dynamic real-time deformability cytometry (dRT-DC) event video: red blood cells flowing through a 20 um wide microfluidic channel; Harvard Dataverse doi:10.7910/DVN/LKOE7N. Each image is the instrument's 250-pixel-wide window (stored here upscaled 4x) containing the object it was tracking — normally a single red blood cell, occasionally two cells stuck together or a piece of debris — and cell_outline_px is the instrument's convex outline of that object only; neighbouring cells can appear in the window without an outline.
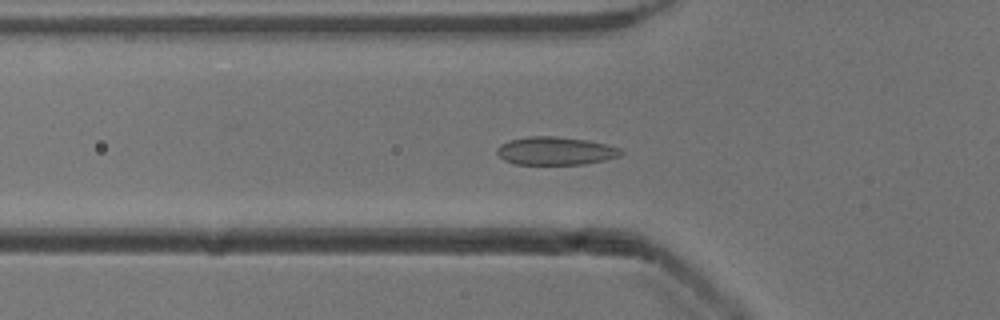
{"species": "common noctule bat (a hibernating species)", "species_latin": "Nyctalus noctula", "temperature_condition": "cold", "stored_images_in_passage": 53, "camera_frame_rate_fps": 3000, "um_per_image_px": 0.085, "animal": {"sex": "male", "body_mass_g": 13.3}, "frame": {"image": 1, "passage_image": 18, "time_ms": 5.667, "image_size_px": [1000, 320], "cell_outline_px": [[624, 152], [620, 156], [604, 160], [584, 164], [516, 164], [504, 160], [496, 152], [496, 148], [500, 144], [512, 140], [528, 136], [556, 136], [588, 140], [608, 144], [620, 148]], "centroid_in_image_um": [47.24, 12.82], "position_along_channel_um": 78.6, "area_um2": 20.35}}
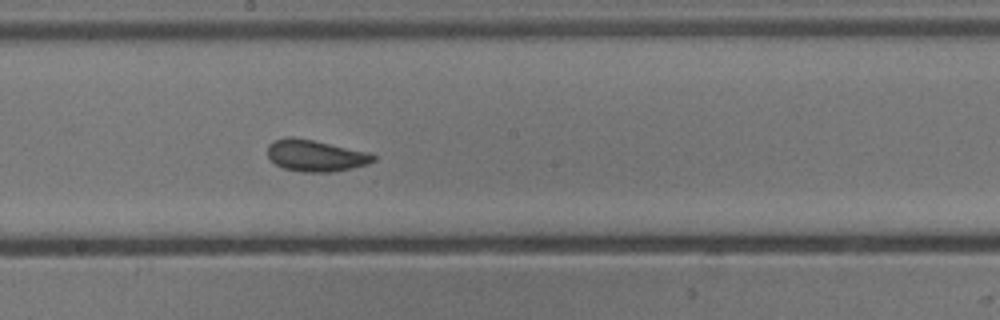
{"frame": {"image": 2, "passage_image": 29, "time_ms": 9.333, "image_size_px": [1000, 320], "cell_outline_px": [[376, 160], [368, 164], [352, 168], [332, 172], [304, 172], [284, 168], [276, 164], [268, 156], [268, 144], [276, 140], [288, 136], [292, 136], [312, 140], [368, 152], [376, 156]], "centroid_in_image_um": [26.83, 13.23], "position_along_channel_um": 221.4, "area_um2": 19.31}}
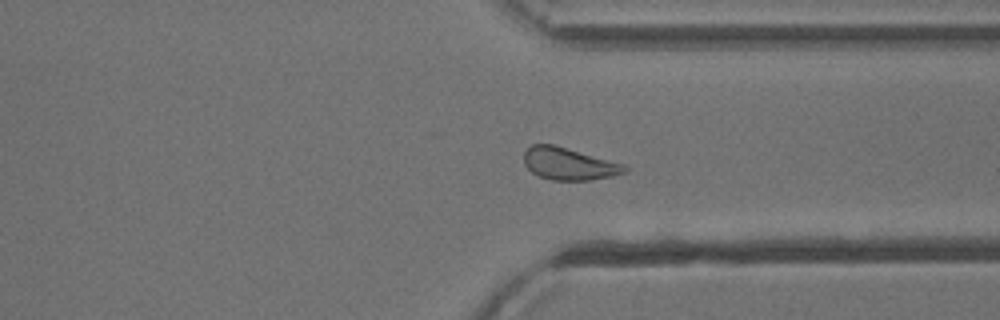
{"frame": {"image": 3, "passage_image": 40, "time_ms": 13.0, "image_size_px": [1000, 320], "cell_outline_px": [[628, 172], [612, 176], [588, 180], [552, 180], [540, 176], [532, 172], [524, 164], [524, 152], [532, 144], [552, 144], [624, 164], [628, 168]], "centroid_in_image_um": [48.36, 13.93], "position_along_channel_um": 363.0, "area_um2": 18.73}, "authors_computed_cell_mechanics": {"area_um2": 19.7098, "velocity_mm_per_s": 3.8669, "shape_relaxation_time_tau1_ms": 3.4675, "shape_relaxation_time_tau2_ms": 1.0086, "deformation_change_tau1": 0.0886, "deformation_change_tau2": 0.0501}}